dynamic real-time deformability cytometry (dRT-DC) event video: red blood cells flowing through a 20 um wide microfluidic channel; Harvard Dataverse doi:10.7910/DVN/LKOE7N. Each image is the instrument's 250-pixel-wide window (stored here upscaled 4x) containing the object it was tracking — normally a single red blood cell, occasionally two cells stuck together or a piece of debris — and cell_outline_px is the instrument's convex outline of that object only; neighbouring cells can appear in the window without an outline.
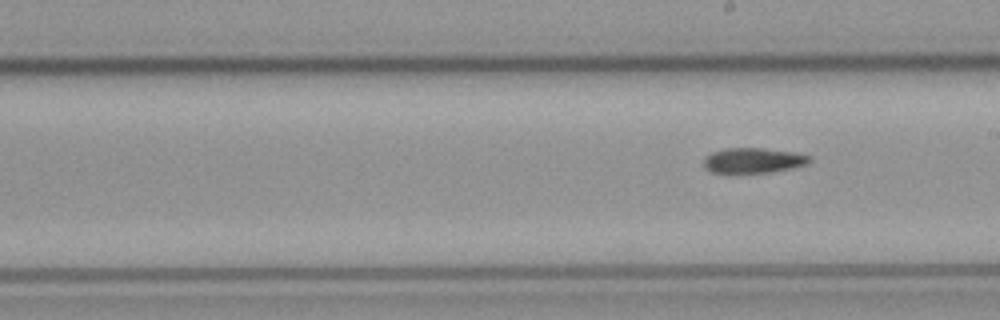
{"species": "common noctule bat (a hibernating species)", "species_latin": "Nyctalus noctula", "temperature_condition": "cold", "stored_images_in_passage": 9, "segment_of_instrument_passage": [2, 2], "camera_frame_rate_fps": 3000, "um_per_image_px": 0.085, "animal": {"sex": "male", "body_mass_g": 23.1, "forearm_length_mm": 52.7}, "frame": {"image": 1, "passage_image": 9, "time_ms": 9.667, "image_size_px": [1000, 320], "cell_outline_px": [[812, 160], [808, 164], [792, 168], [768, 172], [712, 172], [704, 168], [704, 156], [712, 152], [724, 148], [764, 148], [796, 152], [812, 156]], "centroid_in_image_um": [64.06, 13.62], "position_along_channel_um": 224.9, "area_um2": 15.61}}